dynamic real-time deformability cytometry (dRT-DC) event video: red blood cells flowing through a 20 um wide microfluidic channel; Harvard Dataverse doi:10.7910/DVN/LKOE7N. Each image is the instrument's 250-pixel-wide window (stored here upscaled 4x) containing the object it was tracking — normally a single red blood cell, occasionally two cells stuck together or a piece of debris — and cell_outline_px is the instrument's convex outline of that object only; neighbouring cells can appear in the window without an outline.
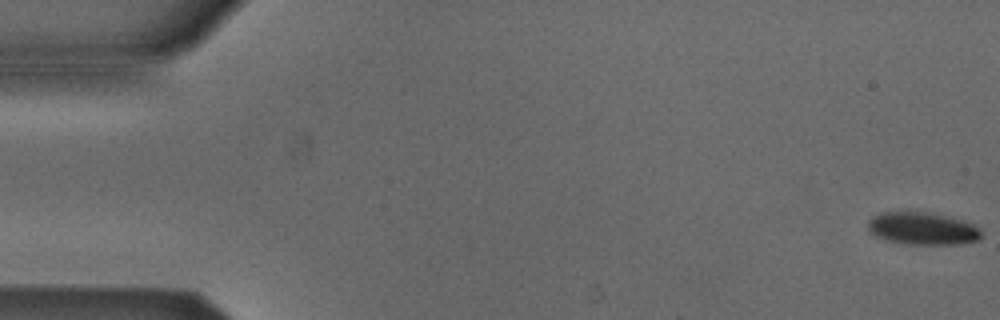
{"species": "Egyptian fruit bat (a non-hibernating species)", "species_latin": "Rousettus aegyptiacus", "temperature_condition": "cold", "stored_images_in_passage": 17, "camera_frame_rate_fps": 3000, "um_per_image_px": 0.085, "animal": {"sex": "male"}, "frame": {"image": 1, "passage_image": 1, "time_ms": 0.0, "image_size_px": [1000, 320], "cell_outline_px": [[980, 240], [956, 244], [908, 244], [884, 240], [868, 232], [868, 220], [872, 216], [880, 212], [916, 208], [964, 220], [980, 228]], "centroid_in_image_um": [78.35, 19.36], "position_along_channel_um": 6.7, "area_um2": 22.43}}
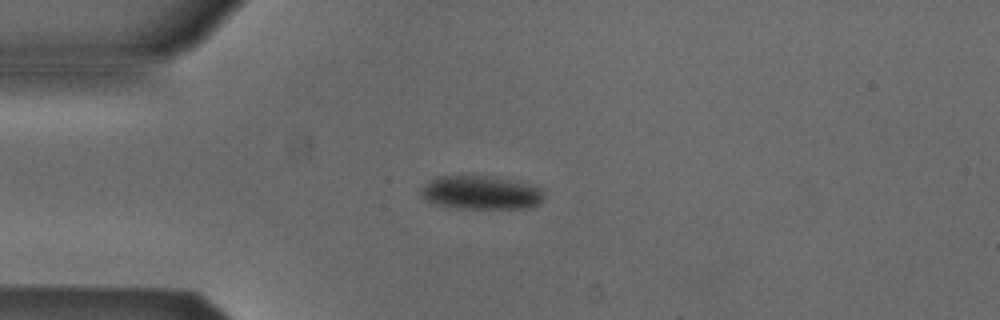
{"frame": {"image": 2, "passage_image": 14, "time_ms": 4.333, "image_size_px": [1000, 320], "cell_outline_px": [[544, 200], [540, 204], [528, 208], [460, 208], [440, 204], [428, 200], [420, 192], [420, 188], [428, 180], [436, 176], [500, 176], [532, 184], [544, 188]], "centroid_in_image_um": [40.98, 16.34], "position_along_channel_um": 44.0, "area_um2": 24.45}}